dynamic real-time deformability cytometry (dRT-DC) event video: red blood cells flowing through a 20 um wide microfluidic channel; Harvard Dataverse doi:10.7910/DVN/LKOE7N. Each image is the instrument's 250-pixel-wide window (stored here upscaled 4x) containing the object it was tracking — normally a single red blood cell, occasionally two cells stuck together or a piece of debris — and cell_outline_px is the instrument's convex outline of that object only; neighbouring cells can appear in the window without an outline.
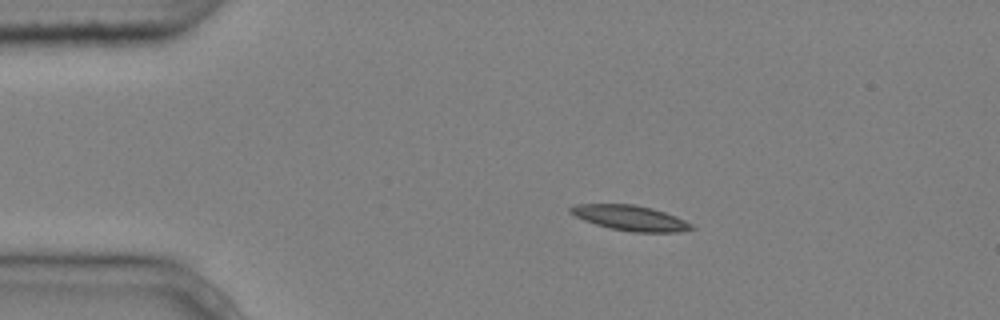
{"species": "common noctule bat (a hibernating species)", "species_latin": "Nyctalus noctula", "temperature_condition": "cold", "stored_images_in_passage": 9, "camera_frame_rate_fps": 3000, "um_per_image_px": 0.085, "animal": {"sex": "male", "body_mass_g": 20.4}, "frame": {"image": 1, "passage_image": 2, "time_ms": 0.333, "image_size_px": [1000, 320], "cell_outline_px": [[696, 228], [676, 232], [632, 232], [612, 228], [596, 224], [584, 220], [568, 212], [568, 208], [576, 204], [632, 204], [652, 208], [676, 216], [692, 224]], "centroid_in_image_um": [53.57, 18.52], "position_along_channel_um": 31.4, "area_um2": 17.63}}
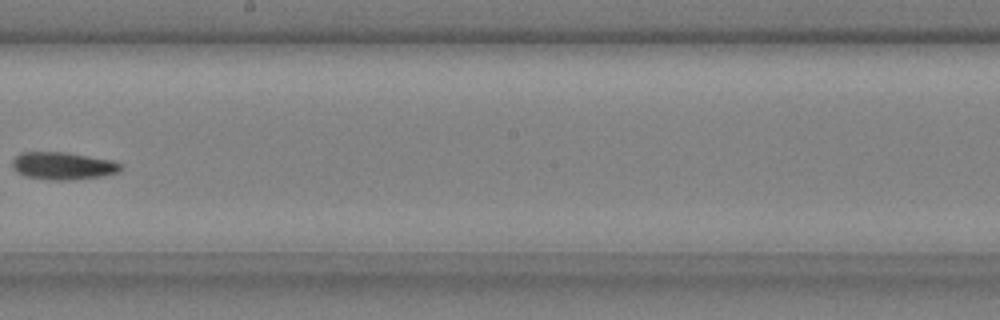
{"frame": {"image": 2, "passage_image": 8, "time_ms": 2.333, "image_size_px": [1000, 320], "cell_outline_px": [[124, 168], [120, 172], [104, 176], [64, 180], [52, 180], [24, 176], [12, 168], [12, 160], [20, 152], [68, 152], [112, 160], [124, 164]], "centroid_in_image_um": [5.4, 14.09], "position_along_channel_um": 242.8, "area_um2": 17.63}}
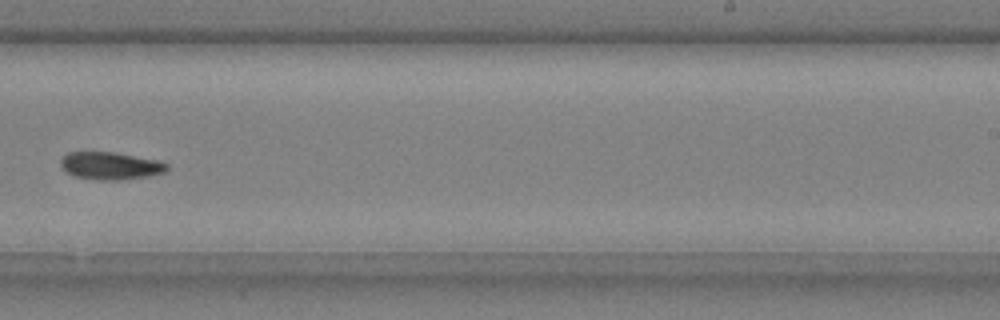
{"frame": {"image": 3, "passage_image": 9, "time_ms": 2.667, "image_size_px": [1000, 320], "cell_outline_px": [[168, 168], [164, 172], [148, 176], [116, 180], [96, 180], [76, 176], [68, 172], [60, 164], [60, 160], [68, 152], [116, 152], [156, 160], [168, 164]], "centroid_in_image_um": [9.39, 14.08], "position_along_channel_um": 279.6, "area_um2": 16.82}}